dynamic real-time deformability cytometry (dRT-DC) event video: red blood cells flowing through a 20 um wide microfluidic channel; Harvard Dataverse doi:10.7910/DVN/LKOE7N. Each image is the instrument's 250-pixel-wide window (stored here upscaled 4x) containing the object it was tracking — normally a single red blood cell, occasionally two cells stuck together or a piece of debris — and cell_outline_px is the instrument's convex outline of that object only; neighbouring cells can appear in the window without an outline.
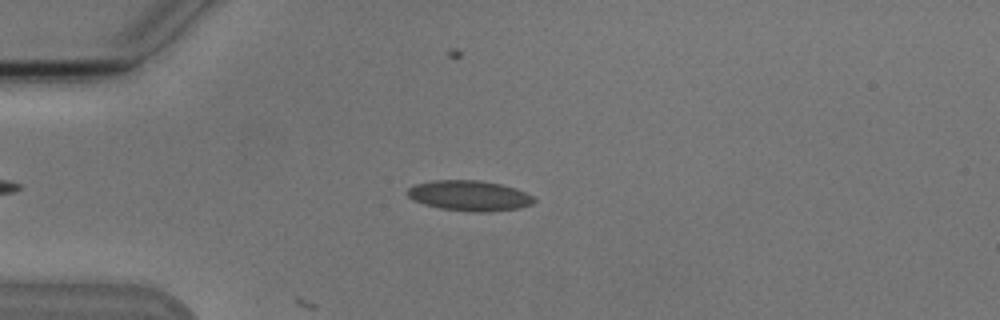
{"species": "Egyptian fruit bat (a non-hibernating species)", "species_latin": "Rousettus aegyptiacus", "temperature_condition": "cold", "stored_images_in_passage": 8, "camera_frame_rate_fps": 3000, "um_per_image_px": 0.085, "animal": {"sex": "male"}, "frame": {"image": 1, "passage_image": 3, "time_ms": 3.333, "image_size_px": [1000, 320], "cell_outline_px": [[536, 200], [532, 204], [520, 208], [488, 212], [472, 212], [440, 208], [424, 204], [412, 200], [408, 196], [408, 188], [416, 184], [432, 180], [480, 180], [500, 184], [516, 188], [532, 196]], "centroid_in_image_um": [39.9, 16.63], "position_along_channel_um": 45.1, "area_um2": 22.43}}